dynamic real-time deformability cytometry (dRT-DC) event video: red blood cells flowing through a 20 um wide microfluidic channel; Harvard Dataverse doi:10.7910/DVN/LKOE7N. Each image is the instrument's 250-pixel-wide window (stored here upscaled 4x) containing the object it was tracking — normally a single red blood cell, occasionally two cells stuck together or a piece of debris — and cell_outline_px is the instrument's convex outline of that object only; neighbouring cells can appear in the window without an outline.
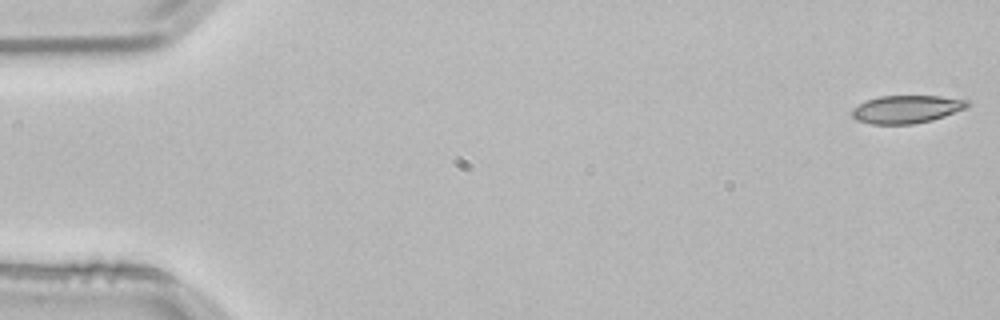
{"species": "common noctule bat (a hibernating species)", "species_latin": "Nyctalus noctula", "temperature_condition": "room temperature", "stored_images_in_passage": 9, "camera_frame_rate_fps": 3000, "um_per_image_px": 0.085, "animal": {"sex": "male", "body_mass_g": 21.5, "forearm_length_mm": 52.0}, "frame": {"image": 1, "passage_image": 1, "time_ms": 0.0, "image_size_px": [1000, 320], "cell_outline_px": [[972, 104], [968, 108], [932, 120], [912, 124], [868, 124], [856, 120], [852, 116], [852, 108], [868, 100], [880, 96], [940, 96], [968, 100]], "centroid_in_image_um": [77.09, 9.29], "position_along_channel_um": 7.9, "area_um2": 18.84}}